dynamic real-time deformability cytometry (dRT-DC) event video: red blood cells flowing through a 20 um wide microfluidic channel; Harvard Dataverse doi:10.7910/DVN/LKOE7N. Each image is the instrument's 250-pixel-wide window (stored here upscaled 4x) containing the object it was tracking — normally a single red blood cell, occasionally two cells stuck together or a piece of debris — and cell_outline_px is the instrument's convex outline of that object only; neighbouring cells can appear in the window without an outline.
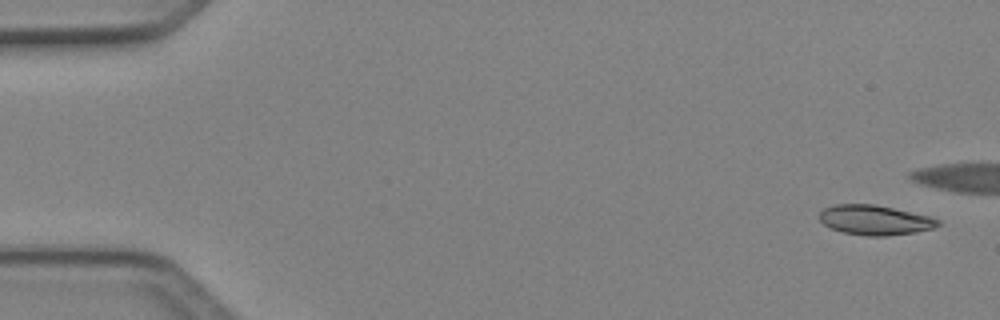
{"species": "Egyptian fruit bat (a non-hibernating species)", "species_latin": "Rousettus aegyptiacus", "temperature_condition": "cold", "stored_images_in_passage": 5, "camera_frame_rate_fps": 3000, "um_per_image_px": 0.085, "animal": {"sex": "female"}, "frame": {"image": 1, "passage_image": 1, "time_ms": 0.0, "image_size_px": [1000, 320], "cell_outline_px": [[940, 224], [932, 228], [916, 232], [884, 236], [868, 236], [844, 232], [832, 228], [824, 224], [820, 220], [820, 212], [824, 208], [832, 204], [876, 204], [928, 216], [940, 220]], "centroid_in_image_um": [74.35, 18.69], "position_along_channel_um": 10.7, "area_um2": 20.4}}